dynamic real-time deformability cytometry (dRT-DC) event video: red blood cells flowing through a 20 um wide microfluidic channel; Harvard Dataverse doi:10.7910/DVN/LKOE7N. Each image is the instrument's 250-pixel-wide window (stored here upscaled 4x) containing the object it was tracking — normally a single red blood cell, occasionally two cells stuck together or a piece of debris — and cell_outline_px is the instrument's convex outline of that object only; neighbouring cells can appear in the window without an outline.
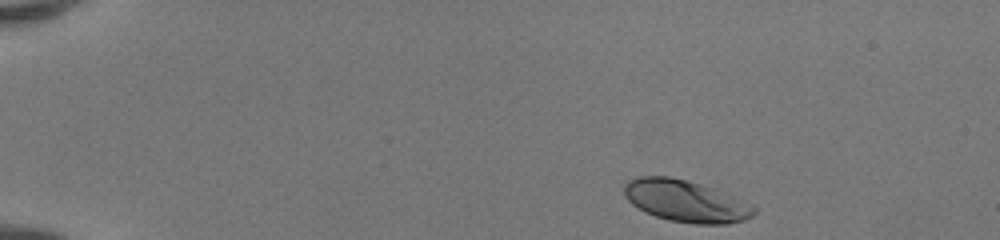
{"species": "human", "species_latin": "Homo sapiens", "temperature_condition": "room temperature", "stored_images_in_passage": 43, "camera_frame_rate_fps": 3000, "um_per_image_px": 0.085, "donor": {"sex": "female"}, "frame": {"image": 1, "passage_image": 1, "time_ms": 0.0, "image_size_px": [1000, 240], "cell_outline_px": [[756, 212], [752, 216], [744, 220], [728, 224], [696, 224], [668, 220], [656, 216], [632, 204], [624, 196], [624, 184], [628, 180], [640, 176], [668, 176], [700, 184], [712, 188], [752, 204], [756, 208]], "centroid_in_image_um": [58.29, 17.09], "position_along_channel_um": 26.7, "area_um2": 31.39}}
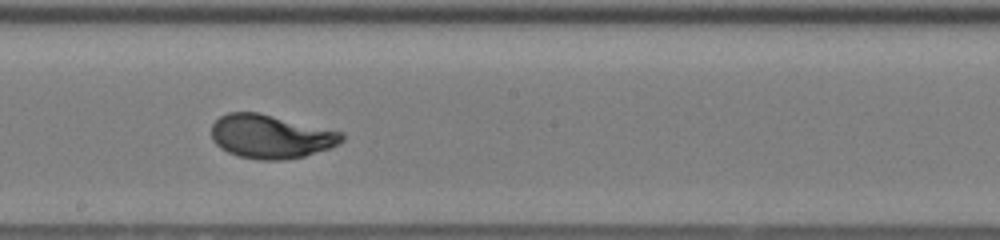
{"frame": {"image": 2, "passage_image": 23, "time_ms": 7.333, "image_size_px": [1000, 240], "cell_outline_px": [[344, 140], [340, 144], [304, 156], [284, 160], [260, 160], [236, 156], [220, 148], [212, 140], [212, 124], [220, 116], [228, 112], [256, 112], [344, 132]], "centroid_in_image_um": [23.01, 11.61], "position_along_channel_um": 225.2, "area_um2": 33.23}}
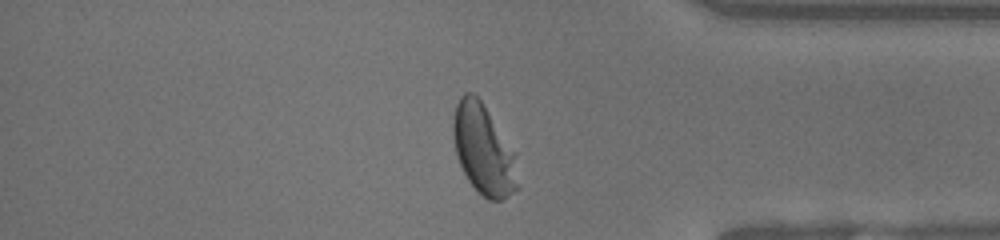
{"frame": {"image": 3, "passage_image": 36, "time_ms": 11.667, "image_size_px": [1000, 240], "cell_outline_px": [[520, 188], [500, 200], [488, 200], [468, 180], [456, 156], [452, 132], [452, 124], [456, 104], [460, 96], [464, 92], [472, 92], [480, 100], [516, 152]], "centroid_in_image_um": [41.12, 12.73], "position_along_channel_um": 394.1, "area_um2": 34.1}, "authors_computed_cell_mechanics": {"area_um2": 32.657, "velocity_mm_per_s": 4.1749, "shape_relaxation_time_tau1_ms": 2.5141, "shape_relaxation_time_tau2_ms": null, "deformation_change_tau1": 0.1691, "deformation_change_tau2": null}}